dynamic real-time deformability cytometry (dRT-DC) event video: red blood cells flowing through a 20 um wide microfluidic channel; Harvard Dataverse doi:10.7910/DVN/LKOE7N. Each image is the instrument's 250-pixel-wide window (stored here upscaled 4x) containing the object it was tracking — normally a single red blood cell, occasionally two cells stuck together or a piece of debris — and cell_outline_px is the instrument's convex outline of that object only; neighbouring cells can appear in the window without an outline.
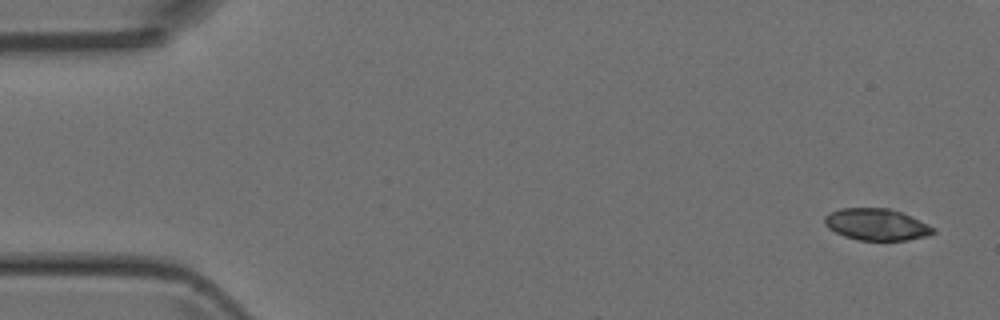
{"species": "Egyptian fruit bat (a non-hibernating species)", "species_latin": "Rousettus aegyptiacus", "temperature_condition": "room temperature", "stored_images_in_passage": 5, "camera_frame_rate_fps": 3000, "um_per_image_px": 0.085, "animal": {"sex": "female"}, "frame": {"image": 1, "passage_image": 1, "time_ms": 0.0, "image_size_px": [1000, 320], "cell_outline_px": [[936, 232], [928, 236], [908, 240], [860, 240], [844, 236], [828, 228], [824, 224], [824, 216], [828, 212], [840, 208], [888, 208], [900, 212], [928, 224], [936, 228]], "centroid_in_image_um": [74.49, 19.08], "position_along_channel_um": 10.5, "area_um2": 20.11}}